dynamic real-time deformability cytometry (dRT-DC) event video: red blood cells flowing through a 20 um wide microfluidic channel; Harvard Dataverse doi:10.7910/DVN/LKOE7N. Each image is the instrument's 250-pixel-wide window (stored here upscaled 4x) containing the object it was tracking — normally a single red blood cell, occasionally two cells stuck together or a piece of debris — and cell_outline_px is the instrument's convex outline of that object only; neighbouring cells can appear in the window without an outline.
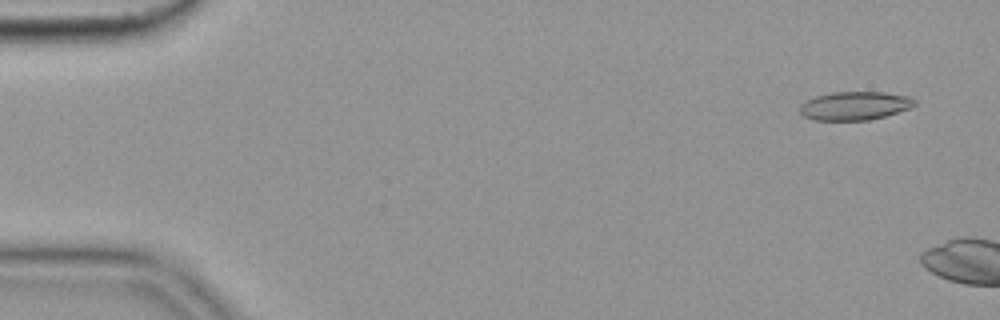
{"species": "common noctule bat (a hibernating species)", "species_latin": "Nyctalus noctula", "temperature_condition": "cold", "stored_images_in_passage": 2, "camera_frame_rate_fps": 3000, "um_per_image_px": 0.085, "animal": {"sex": "female", "body_mass_g": 19.9}, "frame": {"image": 1, "passage_image": 1, "time_ms": 0.0, "image_size_px": [1000, 320], "cell_outline_px": [[916, 104], [912, 108], [884, 116], [868, 120], [812, 120], [804, 116], [800, 112], [800, 104], [804, 100], [816, 96], [832, 92], [884, 92], [912, 96], [916, 100]], "centroid_in_image_um": [72.67, 8.98], "position_along_channel_um": 12.3, "area_um2": 19.31}}